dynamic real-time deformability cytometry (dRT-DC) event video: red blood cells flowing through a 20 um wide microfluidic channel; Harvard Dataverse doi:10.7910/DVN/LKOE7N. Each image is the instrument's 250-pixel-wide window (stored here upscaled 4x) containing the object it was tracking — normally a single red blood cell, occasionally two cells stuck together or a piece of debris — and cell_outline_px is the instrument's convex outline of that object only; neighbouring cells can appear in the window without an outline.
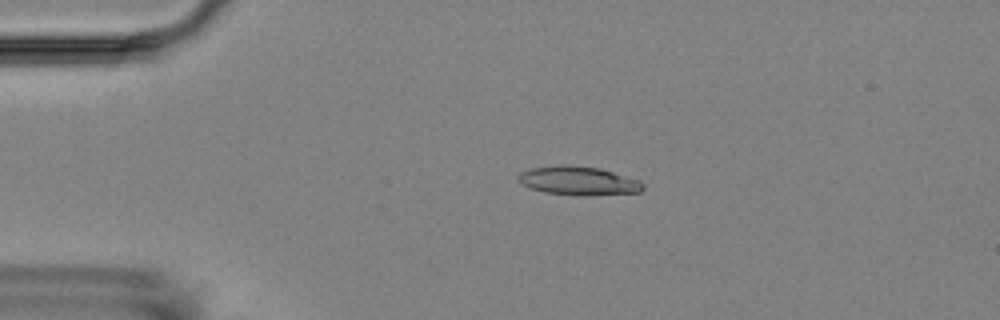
{"species": "Egyptian fruit bat (a non-hibernating species)", "species_latin": "Rousettus aegyptiacus", "temperature_condition": "room temperature", "stored_images_in_passage": 4, "camera_frame_rate_fps": 3000, "um_per_image_px": 0.085, "animal": {"sex": "female"}, "frame": {"image": 1, "passage_image": 3, "time_ms": 2.667, "image_size_px": [1000, 320], "cell_outline_px": [[644, 188], [640, 192], [588, 196], [576, 196], [544, 192], [520, 184], [520, 172], [532, 168], [560, 164], [564, 164], [600, 168], [640, 180], [644, 184]], "centroid_in_image_um": [49.2, 15.37], "position_along_channel_um": 35.8, "area_um2": 21.04}}